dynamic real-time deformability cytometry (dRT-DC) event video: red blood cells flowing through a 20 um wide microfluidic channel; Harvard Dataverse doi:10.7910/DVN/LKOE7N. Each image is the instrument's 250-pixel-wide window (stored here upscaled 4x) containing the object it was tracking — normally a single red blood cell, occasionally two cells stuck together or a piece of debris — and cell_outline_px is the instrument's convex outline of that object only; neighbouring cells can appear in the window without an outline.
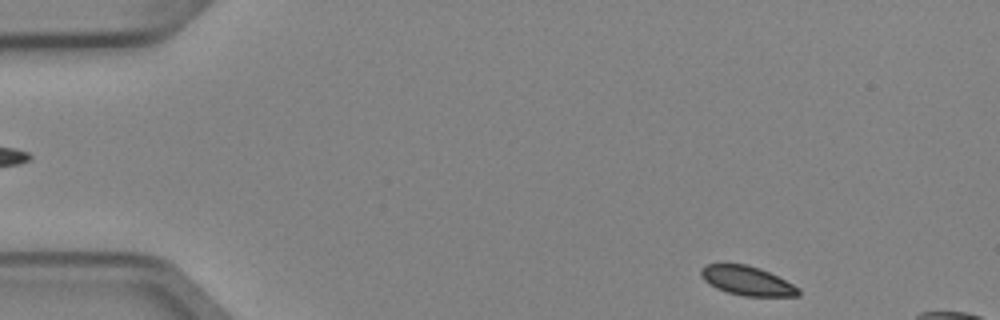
{"species": "Egyptian fruit bat (a non-hibernating species)", "species_latin": "Rousettus aegyptiacus", "temperature_condition": "cold", "stored_images_in_passage": 5, "segment_of_instrument_passage": [2, 2], "camera_frame_rate_fps": 3000, "um_per_image_px": 0.085, "animal": {"sex": "female"}, "frame": {"image": 1, "passage_image": 5, "time_ms": 1.333, "image_size_px": [1000, 320], "cell_outline_px": [[800, 296], [744, 296], [728, 292], [716, 288], [704, 280], [700, 276], [700, 268], [704, 264], [748, 264], [760, 268], [800, 288]], "centroid_in_image_um": [63.48, 23.86], "position_along_channel_um": 21.5, "area_um2": 16.53}}